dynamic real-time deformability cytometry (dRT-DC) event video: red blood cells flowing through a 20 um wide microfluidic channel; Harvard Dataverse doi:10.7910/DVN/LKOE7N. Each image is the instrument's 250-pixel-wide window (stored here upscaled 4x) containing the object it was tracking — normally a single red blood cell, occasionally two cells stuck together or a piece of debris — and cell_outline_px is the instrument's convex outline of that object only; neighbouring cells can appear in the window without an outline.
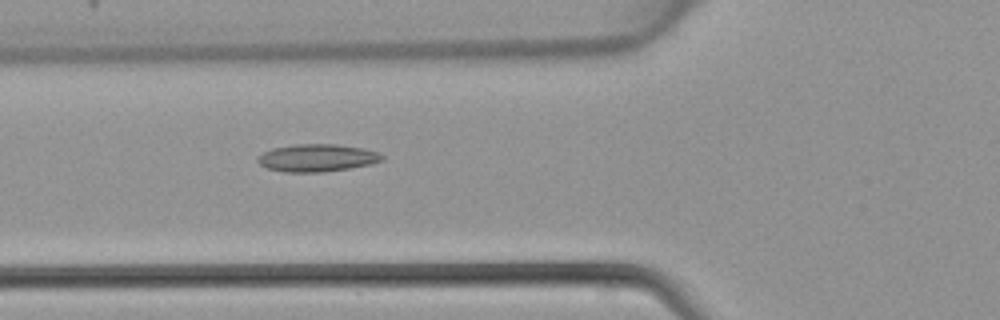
{"species": "common noctule bat (a hibernating species)", "species_latin": "Nyctalus noctula", "temperature_condition": "warm", "stored_images_in_passage": 45, "camera_frame_rate_fps": 3000, "um_per_image_px": 0.085, "animal": {"sex": "female", "body_mass_g": 22.7, "forearm_length_mm": 54.2}, "frame": {"image": 1, "passage_image": 17, "time_ms": 5.333, "image_size_px": [1000, 320], "cell_outline_px": [[384, 160], [372, 164], [324, 172], [284, 172], [268, 168], [260, 164], [256, 160], [264, 152], [272, 148], [296, 144], [336, 144], [364, 148], [376, 152], [384, 156]], "centroid_in_image_um": [26.97, 13.42], "position_along_channel_um": 98.8, "area_um2": 19.88}}
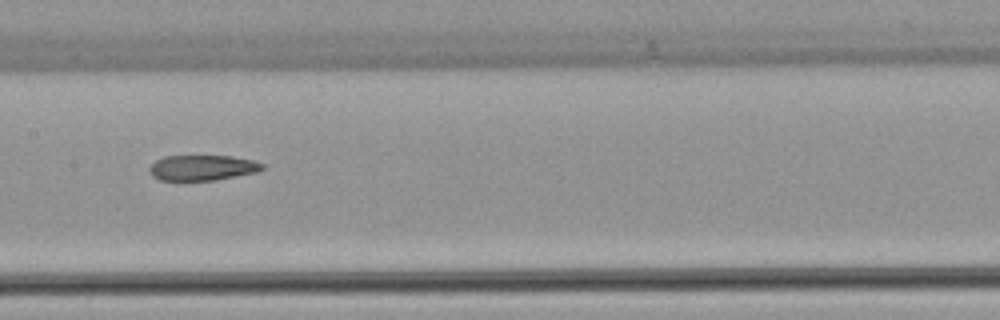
{"frame": {"image": 2, "passage_image": 23, "time_ms": 7.333, "image_size_px": [1000, 320], "cell_outline_px": [[264, 168], [256, 172], [216, 180], [160, 180], [152, 176], [148, 172], [148, 168], [156, 160], [164, 156], [232, 156], [252, 160], [264, 164]], "centroid_in_image_um": [17.17, 14.25], "position_along_channel_um": 190.2, "area_um2": 16.7}}
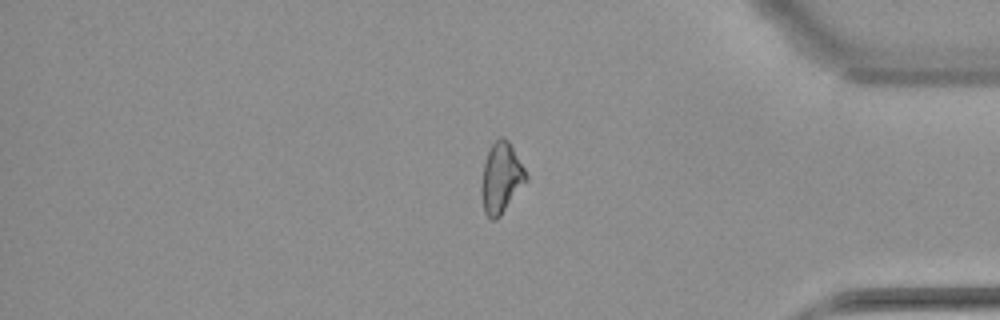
{"frame": {"image": 3, "passage_image": 38, "time_ms": 12.333, "image_size_px": [1000, 320], "cell_outline_px": [[528, 180], [500, 216], [496, 220], [492, 220], [484, 212], [480, 192], [480, 184], [484, 164], [488, 152], [492, 144], [500, 136], [504, 136], [508, 140], [524, 168], [528, 176]], "centroid_in_image_um": [42.59, 15.14], "position_along_channel_um": 392.6, "area_um2": 18.38}}